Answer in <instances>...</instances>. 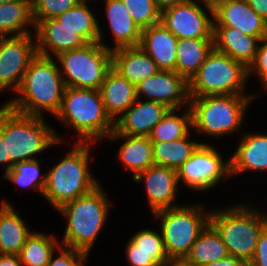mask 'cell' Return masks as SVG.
Masks as SVG:
<instances>
[{"label": "cell", "mask_w": 267, "mask_h": 266, "mask_svg": "<svg viewBox=\"0 0 267 266\" xmlns=\"http://www.w3.org/2000/svg\"><path fill=\"white\" fill-rule=\"evenodd\" d=\"M53 57L37 54L29 63L15 96L5 103L15 111L43 117V111L58 113L65 83Z\"/></svg>", "instance_id": "6da1fadb"}, {"label": "cell", "mask_w": 267, "mask_h": 266, "mask_svg": "<svg viewBox=\"0 0 267 266\" xmlns=\"http://www.w3.org/2000/svg\"><path fill=\"white\" fill-rule=\"evenodd\" d=\"M44 117L27 115L10 108H0V131L6 143L11 168L15 163L37 159L40 153L66 141L56 134Z\"/></svg>", "instance_id": "7a4b0ae2"}, {"label": "cell", "mask_w": 267, "mask_h": 266, "mask_svg": "<svg viewBox=\"0 0 267 266\" xmlns=\"http://www.w3.org/2000/svg\"><path fill=\"white\" fill-rule=\"evenodd\" d=\"M110 202L100 183L91 192L59 207L58 212L67 220L61 246L79 249L89 256L108 221Z\"/></svg>", "instance_id": "3957f363"}, {"label": "cell", "mask_w": 267, "mask_h": 266, "mask_svg": "<svg viewBox=\"0 0 267 266\" xmlns=\"http://www.w3.org/2000/svg\"><path fill=\"white\" fill-rule=\"evenodd\" d=\"M94 143L76 142L65 157L46 174L43 197L55 209L91 192L101 182L90 170V151Z\"/></svg>", "instance_id": "277c9868"}, {"label": "cell", "mask_w": 267, "mask_h": 266, "mask_svg": "<svg viewBox=\"0 0 267 266\" xmlns=\"http://www.w3.org/2000/svg\"><path fill=\"white\" fill-rule=\"evenodd\" d=\"M55 116L76 131L79 143L102 142L114 131L99 90L66 87Z\"/></svg>", "instance_id": "5b68a950"}, {"label": "cell", "mask_w": 267, "mask_h": 266, "mask_svg": "<svg viewBox=\"0 0 267 266\" xmlns=\"http://www.w3.org/2000/svg\"><path fill=\"white\" fill-rule=\"evenodd\" d=\"M228 207L211 209L210 224L220 234L229 255L248 264L260 233L267 226V214L244 203Z\"/></svg>", "instance_id": "8992f818"}, {"label": "cell", "mask_w": 267, "mask_h": 266, "mask_svg": "<svg viewBox=\"0 0 267 266\" xmlns=\"http://www.w3.org/2000/svg\"><path fill=\"white\" fill-rule=\"evenodd\" d=\"M259 95L261 94L190 97L192 130L195 131L194 133L206 134L218 139L226 134L241 133L248 105Z\"/></svg>", "instance_id": "52a82bcc"}, {"label": "cell", "mask_w": 267, "mask_h": 266, "mask_svg": "<svg viewBox=\"0 0 267 266\" xmlns=\"http://www.w3.org/2000/svg\"><path fill=\"white\" fill-rule=\"evenodd\" d=\"M211 210L199 203L178 205L153 213L160 222V231L169 259L186 258L192 245L210 223Z\"/></svg>", "instance_id": "ba28073f"}, {"label": "cell", "mask_w": 267, "mask_h": 266, "mask_svg": "<svg viewBox=\"0 0 267 266\" xmlns=\"http://www.w3.org/2000/svg\"><path fill=\"white\" fill-rule=\"evenodd\" d=\"M189 82L190 97L249 95L245 92L248 69L214 47Z\"/></svg>", "instance_id": "9c48e42d"}, {"label": "cell", "mask_w": 267, "mask_h": 266, "mask_svg": "<svg viewBox=\"0 0 267 266\" xmlns=\"http://www.w3.org/2000/svg\"><path fill=\"white\" fill-rule=\"evenodd\" d=\"M66 87L99 90L112 68V50L99 41L54 57Z\"/></svg>", "instance_id": "30bf717a"}, {"label": "cell", "mask_w": 267, "mask_h": 266, "mask_svg": "<svg viewBox=\"0 0 267 266\" xmlns=\"http://www.w3.org/2000/svg\"><path fill=\"white\" fill-rule=\"evenodd\" d=\"M226 161L214 146L201 143L177 170L179 183L197 192L212 189L222 179H230V158Z\"/></svg>", "instance_id": "8fae6325"}, {"label": "cell", "mask_w": 267, "mask_h": 266, "mask_svg": "<svg viewBox=\"0 0 267 266\" xmlns=\"http://www.w3.org/2000/svg\"><path fill=\"white\" fill-rule=\"evenodd\" d=\"M159 23L178 40L213 38L214 12L207 15L197 1L184 0L160 12Z\"/></svg>", "instance_id": "7c38bea8"}, {"label": "cell", "mask_w": 267, "mask_h": 266, "mask_svg": "<svg viewBox=\"0 0 267 266\" xmlns=\"http://www.w3.org/2000/svg\"><path fill=\"white\" fill-rule=\"evenodd\" d=\"M32 34L0 37V92H16L29 63L37 55Z\"/></svg>", "instance_id": "4fadbf2b"}, {"label": "cell", "mask_w": 267, "mask_h": 266, "mask_svg": "<svg viewBox=\"0 0 267 266\" xmlns=\"http://www.w3.org/2000/svg\"><path fill=\"white\" fill-rule=\"evenodd\" d=\"M136 97L179 110L190 105L189 82L176 71L159 70L135 85Z\"/></svg>", "instance_id": "5bb4252c"}, {"label": "cell", "mask_w": 267, "mask_h": 266, "mask_svg": "<svg viewBox=\"0 0 267 266\" xmlns=\"http://www.w3.org/2000/svg\"><path fill=\"white\" fill-rule=\"evenodd\" d=\"M142 180L145 183L146 197L152 214L178 206L174 202L179 185L176 170L154 165L139 173L133 179L137 183H140Z\"/></svg>", "instance_id": "9a60e30c"}, {"label": "cell", "mask_w": 267, "mask_h": 266, "mask_svg": "<svg viewBox=\"0 0 267 266\" xmlns=\"http://www.w3.org/2000/svg\"><path fill=\"white\" fill-rule=\"evenodd\" d=\"M170 109L159 102L136 99L115 122L111 134L149 137L154 126Z\"/></svg>", "instance_id": "2e32d148"}, {"label": "cell", "mask_w": 267, "mask_h": 266, "mask_svg": "<svg viewBox=\"0 0 267 266\" xmlns=\"http://www.w3.org/2000/svg\"><path fill=\"white\" fill-rule=\"evenodd\" d=\"M214 26H229L242 33L262 39L267 36V21L247 0H225L214 11Z\"/></svg>", "instance_id": "e0dca14e"}, {"label": "cell", "mask_w": 267, "mask_h": 266, "mask_svg": "<svg viewBox=\"0 0 267 266\" xmlns=\"http://www.w3.org/2000/svg\"><path fill=\"white\" fill-rule=\"evenodd\" d=\"M33 32L36 35L37 54L41 56L54 58L87 43L75 30L64 27L55 18L38 21Z\"/></svg>", "instance_id": "ac0fdd59"}, {"label": "cell", "mask_w": 267, "mask_h": 266, "mask_svg": "<svg viewBox=\"0 0 267 266\" xmlns=\"http://www.w3.org/2000/svg\"><path fill=\"white\" fill-rule=\"evenodd\" d=\"M237 148L230 156L231 177L244 172L267 171V133H241Z\"/></svg>", "instance_id": "d6986e66"}, {"label": "cell", "mask_w": 267, "mask_h": 266, "mask_svg": "<svg viewBox=\"0 0 267 266\" xmlns=\"http://www.w3.org/2000/svg\"><path fill=\"white\" fill-rule=\"evenodd\" d=\"M178 38L160 23L141 30L139 46L152 58L160 70L176 71Z\"/></svg>", "instance_id": "ffe728a7"}, {"label": "cell", "mask_w": 267, "mask_h": 266, "mask_svg": "<svg viewBox=\"0 0 267 266\" xmlns=\"http://www.w3.org/2000/svg\"><path fill=\"white\" fill-rule=\"evenodd\" d=\"M260 39L229 26H214V48L243 64L247 69L255 59Z\"/></svg>", "instance_id": "44dd1931"}, {"label": "cell", "mask_w": 267, "mask_h": 266, "mask_svg": "<svg viewBox=\"0 0 267 266\" xmlns=\"http://www.w3.org/2000/svg\"><path fill=\"white\" fill-rule=\"evenodd\" d=\"M104 108L115 122L136 101V89L128 79L113 67L109 70L99 89Z\"/></svg>", "instance_id": "7402d4cb"}, {"label": "cell", "mask_w": 267, "mask_h": 266, "mask_svg": "<svg viewBox=\"0 0 267 266\" xmlns=\"http://www.w3.org/2000/svg\"><path fill=\"white\" fill-rule=\"evenodd\" d=\"M112 67L133 85H137L160 70L140 46L113 50Z\"/></svg>", "instance_id": "603a6c76"}, {"label": "cell", "mask_w": 267, "mask_h": 266, "mask_svg": "<svg viewBox=\"0 0 267 266\" xmlns=\"http://www.w3.org/2000/svg\"><path fill=\"white\" fill-rule=\"evenodd\" d=\"M105 15L114 39L111 50L139 46L141 29L134 23L122 0H105Z\"/></svg>", "instance_id": "cb8c5ba5"}, {"label": "cell", "mask_w": 267, "mask_h": 266, "mask_svg": "<svg viewBox=\"0 0 267 266\" xmlns=\"http://www.w3.org/2000/svg\"><path fill=\"white\" fill-rule=\"evenodd\" d=\"M106 139L124 140L118 151V159L125 169L132 171L133 179L139 173L155 165L152 142L149 137L110 134Z\"/></svg>", "instance_id": "d4e9b609"}, {"label": "cell", "mask_w": 267, "mask_h": 266, "mask_svg": "<svg viewBox=\"0 0 267 266\" xmlns=\"http://www.w3.org/2000/svg\"><path fill=\"white\" fill-rule=\"evenodd\" d=\"M0 204V254L19 255L26 238L32 233L25 221L6 199Z\"/></svg>", "instance_id": "484cf974"}, {"label": "cell", "mask_w": 267, "mask_h": 266, "mask_svg": "<svg viewBox=\"0 0 267 266\" xmlns=\"http://www.w3.org/2000/svg\"><path fill=\"white\" fill-rule=\"evenodd\" d=\"M89 0H82L71 9L65 11L55 19L75 30L87 43L100 42L103 46L111 50V46L103 41L102 28L94 14L88 6ZM100 26V27H99Z\"/></svg>", "instance_id": "4316f807"}, {"label": "cell", "mask_w": 267, "mask_h": 266, "mask_svg": "<svg viewBox=\"0 0 267 266\" xmlns=\"http://www.w3.org/2000/svg\"><path fill=\"white\" fill-rule=\"evenodd\" d=\"M213 47V38L179 39L176 48V72L189 81Z\"/></svg>", "instance_id": "83f0119b"}, {"label": "cell", "mask_w": 267, "mask_h": 266, "mask_svg": "<svg viewBox=\"0 0 267 266\" xmlns=\"http://www.w3.org/2000/svg\"><path fill=\"white\" fill-rule=\"evenodd\" d=\"M30 26L33 31L32 0L0 3V37L32 34Z\"/></svg>", "instance_id": "f1b7e54d"}, {"label": "cell", "mask_w": 267, "mask_h": 266, "mask_svg": "<svg viewBox=\"0 0 267 266\" xmlns=\"http://www.w3.org/2000/svg\"><path fill=\"white\" fill-rule=\"evenodd\" d=\"M229 255L220 234L209 223L192 245L186 260L196 266L208 264Z\"/></svg>", "instance_id": "f546056e"}, {"label": "cell", "mask_w": 267, "mask_h": 266, "mask_svg": "<svg viewBox=\"0 0 267 266\" xmlns=\"http://www.w3.org/2000/svg\"><path fill=\"white\" fill-rule=\"evenodd\" d=\"M187 136L171 142L152 143L155 165L178 170L202 143ZM189 139V140H188Z\"/></svg>", "instance_id": "4dcf8cb0"}, {"label": "cell", "mask_w": 267, "mask_h": 266, "mask_svg": "<svg viewBox=\"0 0 267 266\" xmlns=\"http://www.w3.org/2000/svg\"><path fill=\"white\" fill-rule=\"evenodd\" d=\"M49 235L32 230L19 253L23 266H47L52 255L61 246L56 236Z\"/></svg>", "instance_id": "1f68e13d"}, {"label": "cell", "mask_w": 267, "mask_h": 266, "mask_svg": "<svg viewBox=\"0 0 267 266\" xmlns=\"http://www.w3.org/2000/svg\"><path fill=\"white\" fill-rule=\"evenodd\" d=\"M179 111H181L182 114L177 115L176 112L180 113ZM179 111L170 109L161 121L154 126L149 135L152 143L171 142L183 138L193 131L191 130L193 125L190 107L181 108Z\"/></svg>", "instance_id": "d6a6232c"}, {"label": "cell", "mask_w": 267, "mask_h": 266, "mask_svg": "<svg viewBox=\"0 0 267 266\" xmlns=\"http://www.w3.org/2000/svg\"><path fill=\"white\" fill-rule=\"evenodd\" d=\"M41 162L38 159L15 163L3 178L22 188H32L43 195L46 174L41 175ZM42 176V177H41Z\"/></svg>", "instance_id": "836d02e7"}, {"label": "cell", "mask_w": 267, "mask_h": 266, "mask_svg": "<svg viewBox=\"0 0 267 266\" xmlns=\"http://www.w3.org/2000/svg\"><path fill=\"white\" fill-rule=\"evenodd\" d=\"M130 240L138 246V249L149 253L160 266L169 259L161 232L159 233L149 228L142 229L132 235Z\"/></svg>", "instance_id": "e575fe53"}, {"label": "cell", "mask_w": 267, "mask_h": 266, "mask_svg": "<svg viewBox=\"0 0 267 266\" xmlns=\"http://www.w3.org/2000/svg\"><path fill=\"white\" fill-rule=\"evenodd\" d=\"M134 23L141 29L159 23L160 11L154 0H122Z\"/></svg>", "instance_id": "d590c367"}, {"label": "cell", "mask_w": 267, "mask_h": 266, "mask_svg": "<svg viewBox=\"0 0 267 266\" xmlns=\"http://www.w3.org/2000/svg\"><path fill=\"white\" fill-rule=\"evenodd\" d=\"M82 0H32V19L38 21L53 19L71 9Z\"/></svg>", "instance_id": "8d00e7d4"}, {"label": "cell", "mask_w": 267, "mask_h": 266, "mask_svg": "<svg viewBox=\"0 0 267 266\" xmlns=\"http://www.w3.org/2000/svg\"><path fill=\"white\" fill-rule=\"evenodd\" d=\"M252 74L259 79L262 89L267 92V36L260 39L255 59L248 68V79Z\"/></svg>", "instance_id": "74e56055"}, {"label": "cell", "mask_w": 267, "mask_h": 266, "mask_svg": "<svg viewBox=\"0 0 267 266\" xmlns=\"http://www.w3.org/2000/svg\"><path fill=\"white\" fill-rule=\"evenodd\" d=\"M58 255H52L47 266H78L88 255L79 249L67 248L60 246ZM55 257V258H54Z\"/></svg>", "instance_id": "f35d334b"}, {"label": "cell", "mask_w": 267, "mask_h": 266, "mask_svg": "<svg viewBox=\"0 0 267 266\" xmlns=\"http://www.w3.org/2000/svg\"><path fill=\"white\" fill-rule=\"evenodd\" d=\"M125 257L128 261V265L131 266H160L149 253L144 252L143 250L138 249V246L135 245L131 240L128 239Z\"/></svg>", "instance_id": "ab89813d"}, {"label": "cell", "mask_w": 267, "mask_h": 266, "mask_svg": "<svg viewBox=\"0 0 267 266\" xmlns=\"http://www.w3.org/2000/svg\"><path fill=\"white\" fill-rule=\"evenodd\" d=\"M248 266H267V226L260 233L253 258Z\"/></svg>", "instance_id": "60d3db41"}, {"label": "cell", "mask_w": 267, "mask_h": 266, "mask_svg": "<svg viewBox=\"0 0 267 266\" xmlns=\"http://www.w3.org/2000/svg\"><path fill=\"white\" fill-rule=\"evenodd\" d=\"M201 266H248V264L245 263L242 259H239L232 255H228L227 257L222 258L221 260L210 262Z\"/></svg>", "instance_id": "b9f144b4"}, {"label": "cell", "mask_w": 267, "mask_h": 266, "mask_svg": "<svg viewBox=\"0 0 267 266\" xmlns=\"http://www.w3.org/2000/svg\"><path fill=\"white\" fill-rule=\"evenodd\" d=\"M5 169V173L11 169V161L7 155L6 143L3 140L2 132L0 131V165ZM3 164L5 166H3Z\"/></svg>", "instance_id": "7bdbcfd3"}, {"label": "cell", "mask_w": 267, "mask_h": 266, "mask_svg": "<svg viewBox=\"0 0 267 266\" xmlns=\"http://www.w3.org/2000/svg\"><path fill=\"white\" fill-rule=\"evenodd\" d=\"M249 6L267 21V0H247Z\"/></svg>", "instance_id": "ee69618b"}, {"label": "cell", "mask_w": 267, "mask_h": 266, "mask_svg": "<svg viewBox=\"0 0 267 266\" xmlns=\"http://www.w3.org/2000/svg\"><path fill=\"white\" fill-rule=\"evenodd\" d=\"M0 266H23L19 255L0 254Z\"/></svg>", "instance_id": "f6af8a7d"}, {"label": "cell", "mask_w": 267, "mask_h": 266, "mask_svg": "<svg viewBox=\"0 0 267 266\" xmlns=\"http://www.w3.org/2000/svg\"><path fill=\"white\" fill-rule=\"evenodd\" d=\"M184 0H154L156 8L163 12L164 10L173 7L174 5L182 2Z\"/></svg>", "instance_id": "bcb514c9"}, {"label": "cell", "mask_w": 267, "mask_h": 266, "mask_svg": "<svg viewBox=\"0 0 267 266\" xmlns=\"http://www.w3.org/2000/svg\"><path fill=\"white\" fill-rule=\"evenodd\" d=\"M198 4H203L204 8L207 9V12H213L220 4L225 0H197ZM201 1V2H200Z\"/></svg>", "instance_id": "7dc6e473"}, {"label": "cell", "mask_w": 267, "mask_h": 266, "mask_svg": "<svg viewBox=\"0 0 267 266\" xmlns=\"http://www.w3.org/2000/svg\"><path fill=\"white\" fill-rule=\"evenodd\" d=\"M161 266H196L188 262L185 258L168 259Z\"/></svg>", "instance_id": "c3c4849f"}, {"label": "cell", "mask_w": 267, "mask_h": 266, "mask_svg": "<svg viewBox=\"0 0 267 266\" xmlns=\"http://www.w3.org/2000/svg\"><path fill=\"white\" fill-rule=\"evenodd\" d=\"M88 257L84 259L78 266H86L85 263L87 262Z\"/></svg>", "instance_id": "681fc988"}, {"label": "cell", "mask_w": 267, "mask_h": 266, "mask_svg": "<svg viewBox=\"0 0 267 266\" xmlns=\"http://www.w3.org/2000/svg\"><path fill=\"white\" fill-rule=\"evenodd\" d=\"M13 1H18V0H0V3H7V2H13Z\"/></svg>", "instance_id": "f907efd6"}]
</instances>
